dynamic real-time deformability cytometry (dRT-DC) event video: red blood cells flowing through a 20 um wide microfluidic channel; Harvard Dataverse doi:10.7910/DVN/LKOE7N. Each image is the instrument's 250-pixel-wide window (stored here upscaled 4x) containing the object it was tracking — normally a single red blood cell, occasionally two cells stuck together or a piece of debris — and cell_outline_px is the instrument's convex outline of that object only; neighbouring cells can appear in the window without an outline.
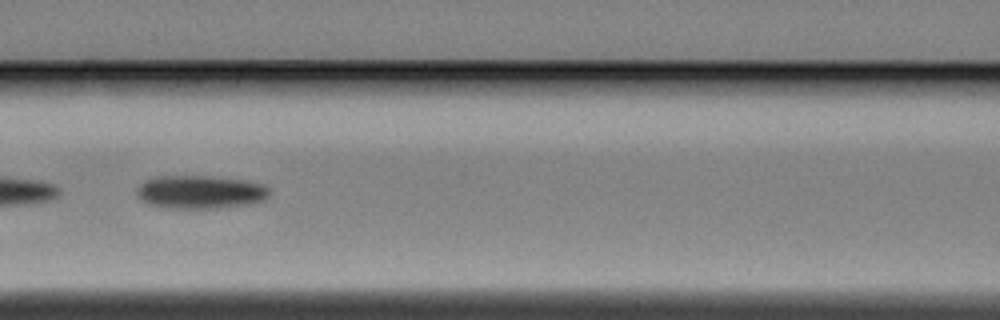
{"species": "Egyptian fruit bat (a non-hibernating species)", "species_latin": "Rousettus aegyptiacus", "temperature_condition": "cold", "stored_images_in_passage": 19, "camera_frame_rate_fps": 3000, "um_per_image_px": 0.085, "animal": {"sex": "female"}, "frame": {"image": 1, "passage_image": 9, "time_ms": 2.667, "image_size_px": [1000, 320], "cell_outline_px": [[268, 196], [264, 200], [248, 204], [224, 208], [168, 208], [148, 204], [136, 192], [136, 188], [144, 180], [156, 176], [212, 176], [244, 180], [260, 184], [268, 188]], "centroid_in_image_um": [17.0, 16.32], "position_along_channel_um": 149.6, "area_um2": 25.66}}
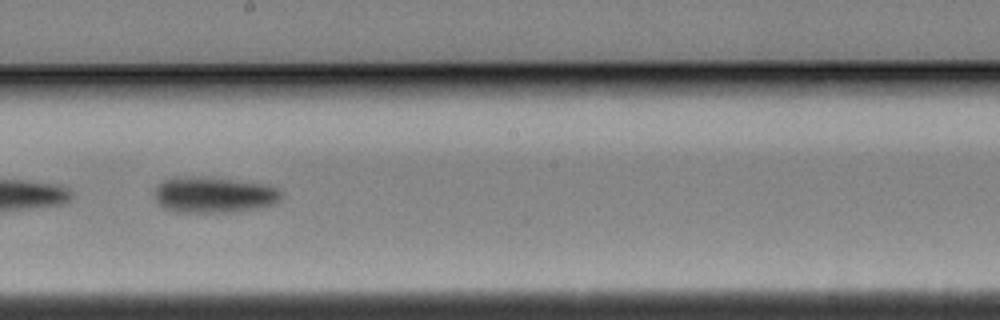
{"frame": {"image": 2, "passage_image": 16, "time_ms": 5.0, "image_size_px": [1000, 320], "cell_outline_px": [[280, 200], [276, 204], [260, 208], [232, 212], [176, 212], [160, 208], [156, 204], [156, 188], [164, 180], [172, 176], [192, 176], [232, 180], [268, 184], [276, 188], [280, 192]], "centroid_in_image_um": [18.15, 16.57], "position_along_channel_um": 230.0, "area_um2": 26.76}}